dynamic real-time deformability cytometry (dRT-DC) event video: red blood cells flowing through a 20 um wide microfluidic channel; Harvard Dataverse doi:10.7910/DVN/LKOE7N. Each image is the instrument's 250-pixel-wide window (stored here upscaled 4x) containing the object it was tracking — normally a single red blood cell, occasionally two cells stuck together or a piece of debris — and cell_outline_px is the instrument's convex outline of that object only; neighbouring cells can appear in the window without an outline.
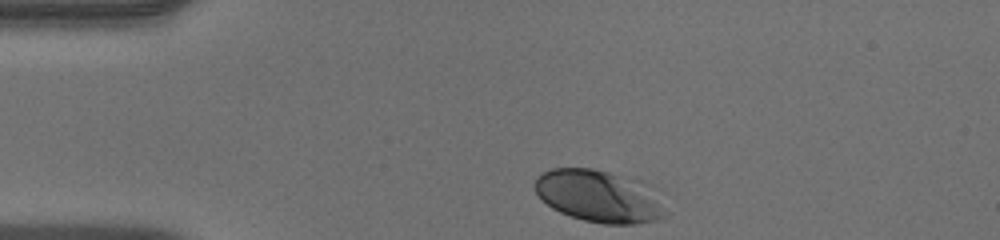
{"species": "human", "species_latin": "Homo sapiens", "temperature_condition": "warm", "stored_images_in_passage": 33, "camera_frame_rate_fps": 3000, "um_per_image_px": 0.085, "donor": {"sex": "male"}, "frame": {"image": 1, "passage_image": 1, "time_ms": 0.0, "image_size_px": [1000, 240], "cell_outline_px": [[664, 216], [656, 220], [636, 224], [604, 224], [584, 220], [560, 212], [552, 208], [536, 192], [532, 184], [536, 176], [552, 168], [592, 168], [608, 172], [632, 180], [652, 200]], "centroid_in_image_um": [50.64, 16.68], "position_along_channel_um": 34.4, "area_um2": 37.4}}
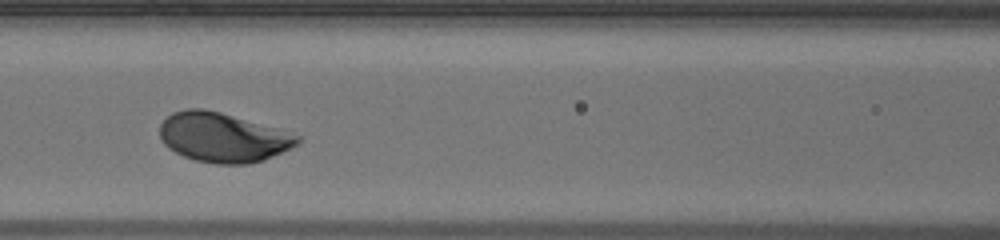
{"frame": {"image": 2, "passage_image": 13, "time_ms": 4.0, "image_size_px": [1000, 240], "cell_outline_px": [[300, 140], [296, 144], [264, 160], [248, 164], [216, 164], [196, 160], [184, 156], [168, 148], [164, 144], [160, 136], [160, 124], [172, 112], [184, 108], [204, 108], [220, 112], [276, 128], [300, 136]], "centroid_in_image_um": [18.89, 11.67], "position_along_channel_um": 147.7, "area_um2": 39.3}}
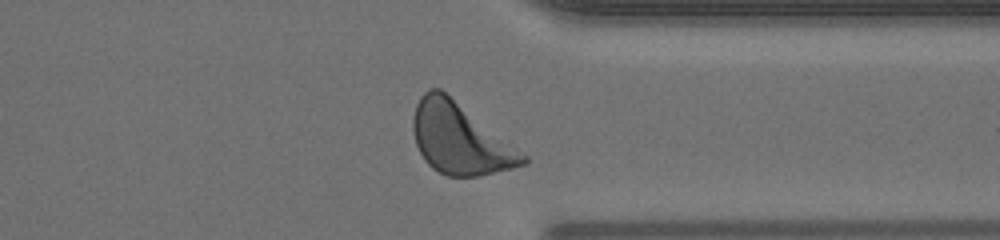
{"frame": {"image": 3, "passage_image": 30, "time_ms": 9.667, "image_size_px": [1000, 240], "cell_outline_px": [[528, 164], [480, 176], [448, 176], [432, 168], [424, 160], [416, 144], [412, 128], [412, 120], [416, 104], [420, 96], [428, 88], [440, 88], [528, 156]], "centroid_in_image_um": [39.08, 11.8], "position_along_channel_um": 372.3, "area_um2": 45.08}, "authors_computed_cell_mechanics": {"area_um2": 39.0728, "velocity_mm_per_s": 4.0177, "shape_relaxation_time_tau1_ms": 1.2473, "shape_relaxation_time_tau2_ms": null, "deformation_change_tau1": 0.1252, "deformation_change_tau2": null}}